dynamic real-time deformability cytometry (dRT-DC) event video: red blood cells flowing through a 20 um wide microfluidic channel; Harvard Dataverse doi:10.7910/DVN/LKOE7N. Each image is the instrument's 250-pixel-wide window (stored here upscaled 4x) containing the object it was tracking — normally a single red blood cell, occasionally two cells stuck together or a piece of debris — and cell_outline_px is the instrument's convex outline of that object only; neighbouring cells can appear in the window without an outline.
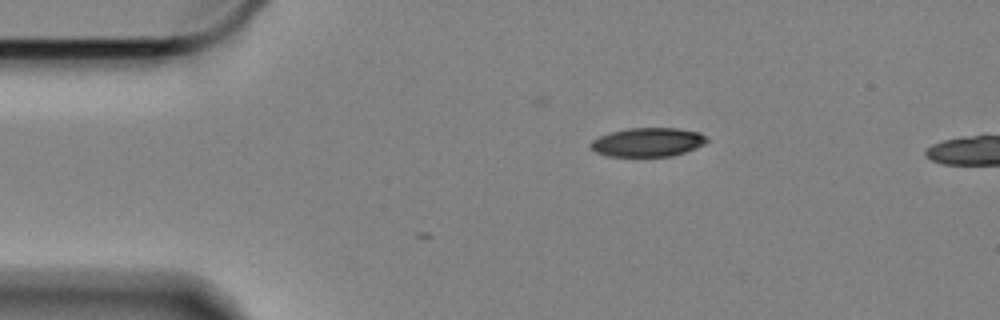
{"species": "Egyptian fruit bat (a non-hibernating species)", "species_latin": "Rousettus aegyptiacus", "temperature_condition": "cold", "stored_images_in_passage": 4, "camera_frame_rate_fps": 3000, "um_per_image_px": 0.085, "animal": {"sex": "female"}, "frame": {"image": 1, "passage_image": 1, "time_ms": 0.0, "image_size_px": [1000, 320], "cell_outline_px": [[708, 140], [704, 144], [696, 148], [672, 156], [608, 156], [596, 152], [592, 148], [592, 140], [600, 136], [612, 132], [628, 128], [676, 128], [700, 132], [708, 136]], "centroid_in_image_um": [55.11, 12.08], "position_along_channel_um": 29.9, "area_um2": 19.42}}